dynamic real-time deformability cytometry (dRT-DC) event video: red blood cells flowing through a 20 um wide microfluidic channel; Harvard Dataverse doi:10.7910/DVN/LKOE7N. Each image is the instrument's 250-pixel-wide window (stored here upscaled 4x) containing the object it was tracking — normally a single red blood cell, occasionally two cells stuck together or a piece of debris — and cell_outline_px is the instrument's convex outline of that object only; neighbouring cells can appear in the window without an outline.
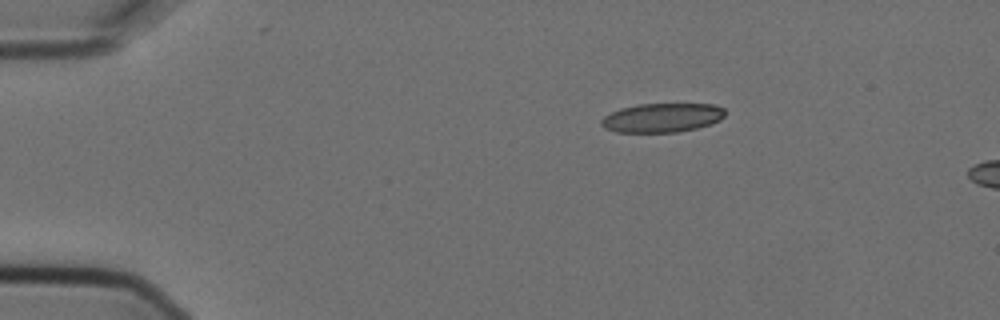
{"species": "Egyptian fruit bat (a non-hibernating species)", "species_latin": "Rousettus aegyptiacus", "temperature_condition": "cold", "stored_images_in_passage": 2, "camera_frame_rate_fps": 3000, "um_per_image_px": 0.085, "animal": {"sex": "female"}, "frame": {"image": 1, "passage_image": 1, "time_ms": 0.0, "image_size_px": [1000, 320], "cell_outline_px": [[724, 116], [720, 120], [696, 128], [676, 132], [616, 132], [604, 128], [600, 124], [600, 120], [604, 116], [620, 108], [636, 104], [716, 104], [724, 108]], "centroid_in_image_um": [56.25, 10.0], "position_along_channel_um": 28.8, "area_um2": 20.98}}